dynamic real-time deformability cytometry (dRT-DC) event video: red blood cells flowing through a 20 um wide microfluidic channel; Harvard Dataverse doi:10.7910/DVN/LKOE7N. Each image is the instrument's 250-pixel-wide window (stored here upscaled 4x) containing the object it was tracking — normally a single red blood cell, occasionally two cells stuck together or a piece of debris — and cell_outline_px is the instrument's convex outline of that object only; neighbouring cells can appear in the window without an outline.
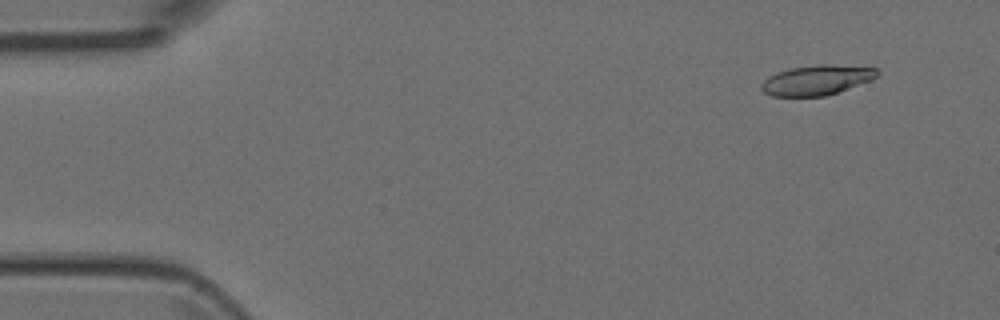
{"species": "Egyptian fruit bat (a non-hibernating species)", "species_latin": "Rousettus aegyptiacus", "temperature_condition": "room temperature", "stored_images_in_passage": 4, "camera_frame_rate_fps": 3000, "um_per_image_px": 0.085, "animal": {"sex": "female"}, "frame": {"image": 1, "passage_image": 2, "time_ms": 0.333, "image_size_px": [1000, 320], "cell_outline_px": [[880, 72], [872, 80], [824, 96], [772, 96], [764, 92], [760, 88], [760, 84], [768, 76], [776, 72], [788, 68], [816, 64], [832, 64], [876, 68]], "centroid_in_image_um": [69.38, 6.79], "position_along_channel_um": 15.6, "area_um2": 20.29}}